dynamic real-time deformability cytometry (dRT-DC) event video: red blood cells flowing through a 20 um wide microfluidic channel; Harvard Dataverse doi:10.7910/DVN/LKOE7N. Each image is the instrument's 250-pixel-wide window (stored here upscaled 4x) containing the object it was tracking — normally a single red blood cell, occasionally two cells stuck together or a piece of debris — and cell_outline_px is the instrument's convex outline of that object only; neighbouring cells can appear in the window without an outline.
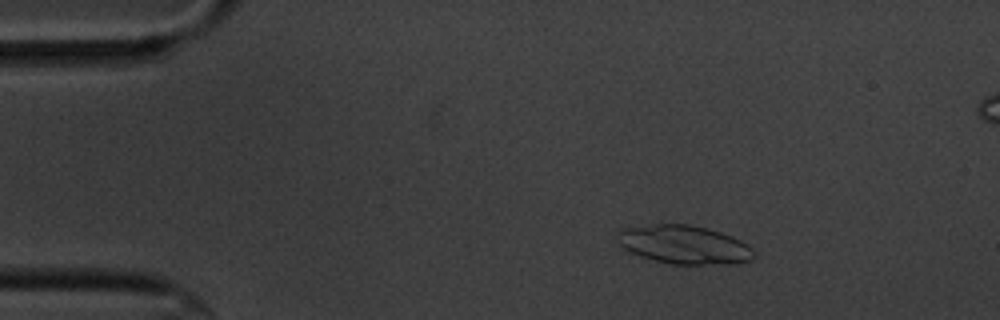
{"species": "common noctule bat (a hibernating species)", "species_latin": "Nyctalus noctula", "temperature_condition": "cold", "stored_images_in_passage": 58, "segment_of_instrument_passage": [1, 2], "camera_frame_rate_fps": 3000, "um_per_image_px": 0.085, "animal": {"sex": "male", "body_mass_g": 20.1, "forearm_length_mm": 53.5}, "frame": {"image": 1, "passage_image": 9, "time_ms": 2.667, "image_size_px": [1000, 320], "cell_outline_px": [[756, 256], [752, 260], [740, 264], [672, 264], [640, 256], [628, 252], [616, 240], [616, 232], [628, 228], [656, 224], [692, 224], [708, 228], [732, 236], [748, 244], [756, 252]], "centroid_in_image_um": [58.21, 20.8], "position_along_channel_um": 26.8, "area_um2": 30.98}}